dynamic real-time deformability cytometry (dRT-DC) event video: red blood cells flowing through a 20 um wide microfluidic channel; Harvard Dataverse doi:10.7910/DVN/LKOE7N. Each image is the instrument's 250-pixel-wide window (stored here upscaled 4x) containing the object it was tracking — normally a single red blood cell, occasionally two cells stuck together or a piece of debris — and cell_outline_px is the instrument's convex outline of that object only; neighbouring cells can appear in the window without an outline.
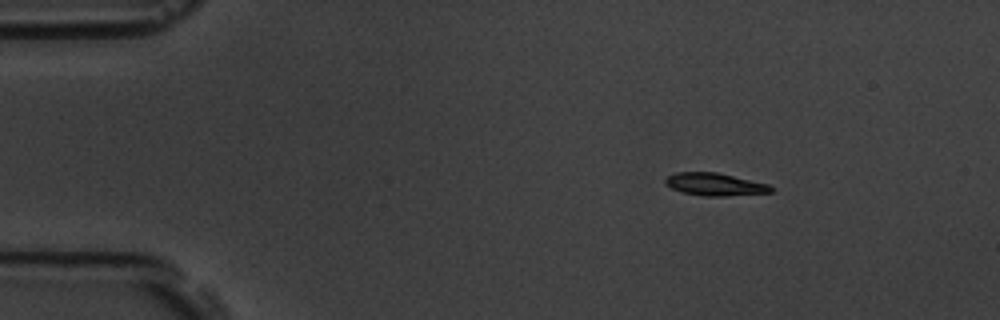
{"species": "common noctule bat (a hibernating species)", "species_latin": "Nyctalus noctula", "temperature_condition": "room temperature", "stored_images_in_passage": 7, "camera_frame_rate_fps": 3000, "um_per_image_px": 0.085, "animal": {"sex": "male", "body_mass_g": 19.5, "forearm_length_mm": 54.6}, "frame": {"image": 1, "passage_image": 2, "time_ms": 1.0, "image_size_px": [1000, 320], "cell_outline_px": [[776, 188], [772, 192], [724, 196], [704, 196], [684, 192], [672, 188], [664, 184], [664, 180], [668, 176], [676, 172], [716, 172], [768, 184]], "centroid_in_image_um": [60.77, 15.67], "position_along_channel_um": 24.2, "area_um2": 13.81}}
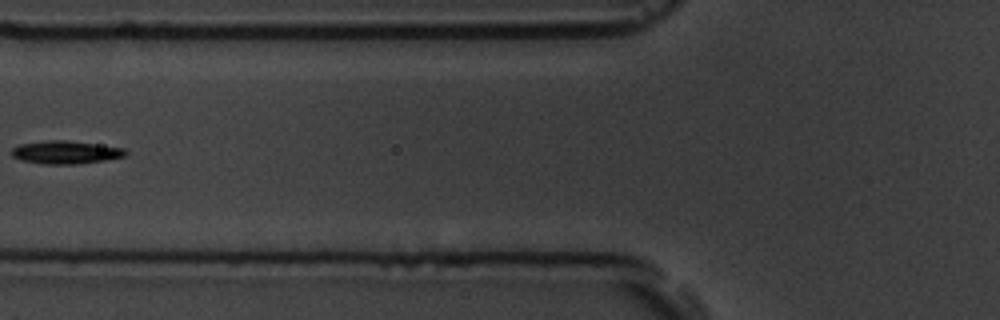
{"frame": {"image": 2, "passage_image": 6, "time_ms": 5.667, "image_size_px": [1000, 320], "cell_outline_px": [[128, 152], [124, 156], [104, 160], [76, 164], [40, 164], [20, 160], [12, 156], [12, 148], [20, 144], [48, 140], [64, 140], [124, 148]], "centroid_in_image_um": [5.54, 12.95], "position_along_channel_um": 120.3, "area_um2": 15.14}}
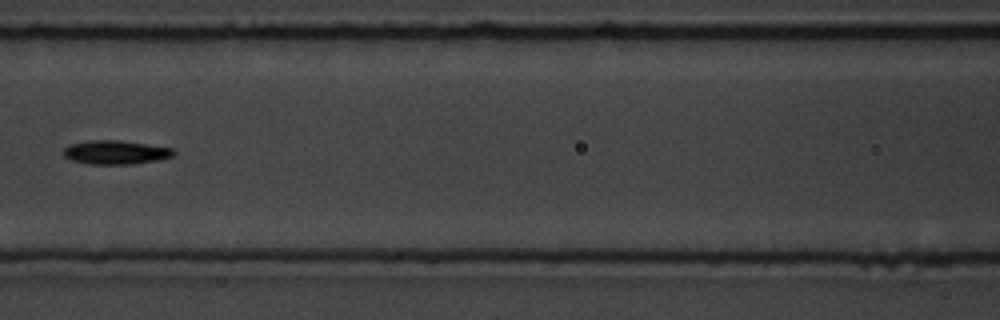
{"frame": {"image": 3, "passage_image": 7, "time_ms": 6.667, "image_size_px": [1000, 320], "cell_outline_px": [[176, 152], [172, 156], [156, 160], [132, 164], [88, 164], [72, 160], [64, 156], [64, 148], [68, 144], [92, 140], [120, 140], [172, 148]], "centroid_in_image_um": [9.8, 12.94], "position_along_channel_um": 156.8, "area_um2": 15.2}}